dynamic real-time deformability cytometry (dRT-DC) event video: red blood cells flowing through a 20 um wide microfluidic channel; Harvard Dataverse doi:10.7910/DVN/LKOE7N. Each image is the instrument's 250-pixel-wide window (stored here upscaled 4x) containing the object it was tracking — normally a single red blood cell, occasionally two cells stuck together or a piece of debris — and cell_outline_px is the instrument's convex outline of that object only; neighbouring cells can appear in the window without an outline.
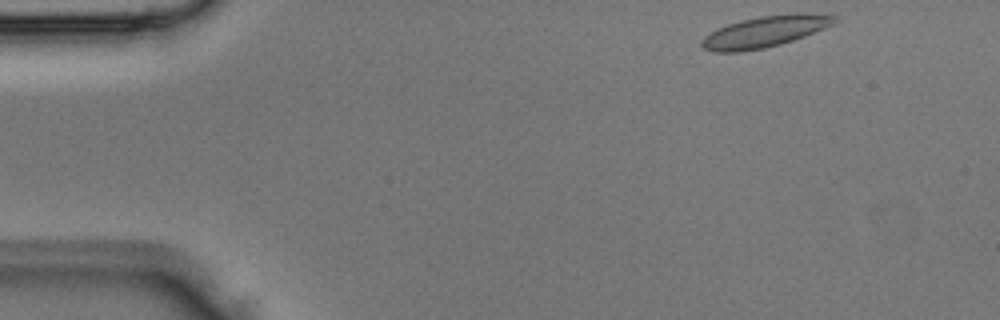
{"species": "Egyptian fruit bat (a non-hibernating species)", "species_latin": "Rousettus aegyptiacus", "temperature_condition": "room temperature", "stored_images_in_passage": 2, "camera_frame_rate_fps": 3000, "um_per_image_px": 0.085, "animal": {"sex": "male"}, "frame": {"image": 1, "passage_image": 1, "time_ms": 0.0, "image_size_px": [1000, 320], "cell_outline_px": [[840, 20], [824, 28], [804, 36], [780, 44], [764, 48], [740, 52], [712, 52], [704, 48], [700, 44], [700, 40], [704, 36], [716, 28], [728, 24], [760, 16], [796, 12], [800, 12], [840, 16]], "centroid_in_image_um": [65.02, 2.68], "position_along_channel_um": 20.0, "area_um2": 24.28}}